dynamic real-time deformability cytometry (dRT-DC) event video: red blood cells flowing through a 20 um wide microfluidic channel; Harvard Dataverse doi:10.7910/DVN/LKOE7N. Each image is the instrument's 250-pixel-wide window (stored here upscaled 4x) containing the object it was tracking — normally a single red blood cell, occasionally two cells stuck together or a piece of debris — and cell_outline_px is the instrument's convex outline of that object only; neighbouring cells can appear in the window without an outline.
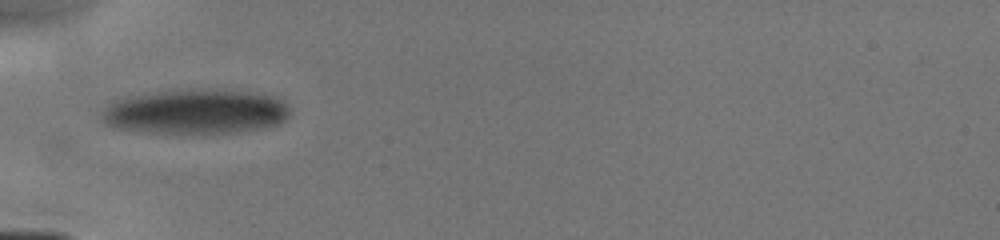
{"species": "human", "species_latin": "Homo sapiens", "temperature_condition": "cold", "stored_images_in_passage": 44, "camera_frame_rate_fps": 3000, "um_per_image_px": 0.085, "donor": {"sex": "male"}, "frame": {"image": 1, "passage_image": 1, "time_ms": 0.0, "image_size_px": [1000, 240], "cell_outline_px": [[292, 112], [280, 124], [264, 128], [236, 132], [152, 132], [116, 128], [104, 124], [100, 116], [104, 108], [112, 100], [124, 96], [176, 88], [212, 88], [248, 92], [276, 96], [284, 100], [292, 108]], "centroid_in_image_um": [16.64, 9.44], "position_along_channel_um": 68.4, "area_um2": 50.11}}
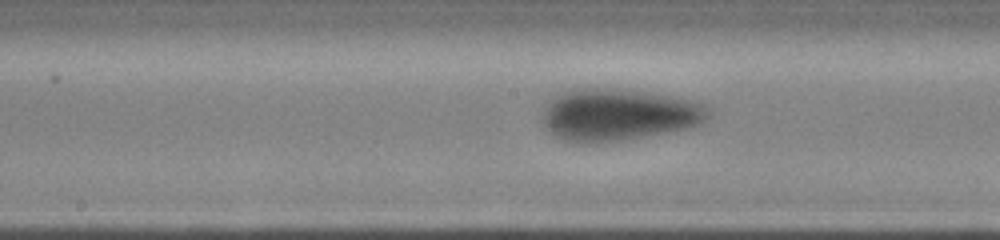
{"frame": {"image": 2, "passage_image": 16, "time_ms": 3.0, "image_size_px": [1000, 240], "cell_outline_px": [[712, 108], [708, 116], [700, 124], [684, 128], [664, 132], [620, 140], [584, 144], [564, 140], [556, 136], [540, 120], [540, 116], [548, 100], [572, 88], [616, 88], [672, 96], [692, 100], [708, 104]], "centroid_in_image_um": [52.53, 9.73], "position_along_channel_um": 195.7, "area_um2": 50.23}}
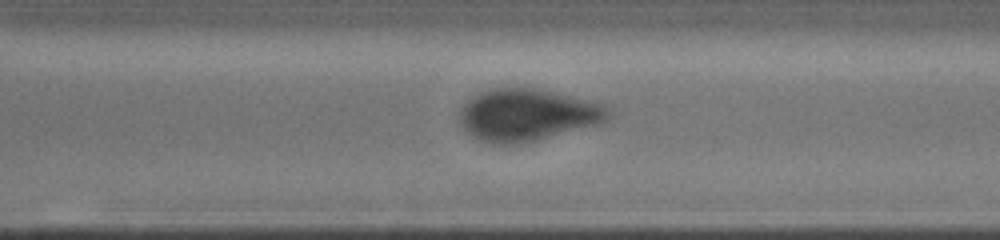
{"frame": {"image": 3, "passage_image": 38, "time_ms": 6.0, "image_size_px": [1000, 240], "cell_outline_px": [[612, 116], [608, 120], [600, 124], [520, 144], [492, 144], [480, 140], [472, 136], [460, 124], [460, 108], [472, 96], [488, 88], [536, 88], [592, 100], [604, 104], [612, 108]], "centroid_in_image_um": [44.87, 9.76], "position_along_channel_um": 325.7, "area_um2": 45.6}}